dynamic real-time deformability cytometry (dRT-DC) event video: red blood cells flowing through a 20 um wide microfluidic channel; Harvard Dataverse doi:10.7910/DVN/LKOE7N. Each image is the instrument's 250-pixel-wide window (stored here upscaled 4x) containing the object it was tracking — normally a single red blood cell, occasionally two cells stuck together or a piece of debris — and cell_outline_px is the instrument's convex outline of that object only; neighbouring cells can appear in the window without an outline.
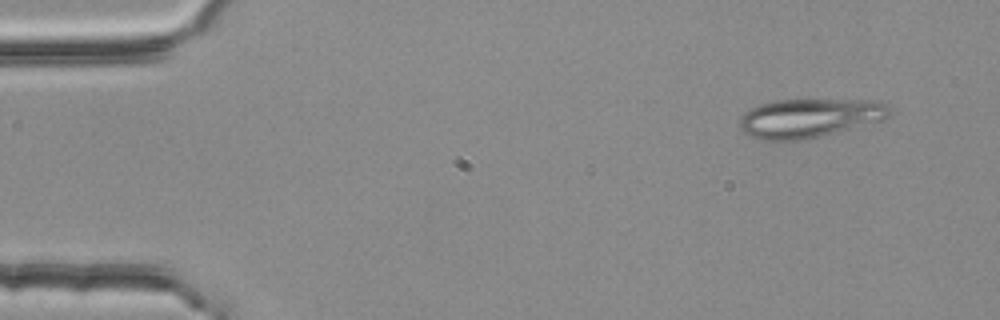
{"species": "common noctule bat (a hibernating species)", "species_latin": "Nyctalus noctula", "temperature_condition": "room temperature", "stored_images_in_passage": 4, "camera_frame_rate_fps": 3000, "um_per_image_px": 0.085, "animal": {"sex": "female", "body_mass_g": 25.1}, "frame": {"image": 1, "passage_image": 1, "time_ms": 0.0, "image_size_px": [1000, 320], "cell_outline_px": [[888, 116], [884, 120], [804, 140], [760, 140], [744, 132], [740, 128], [740, 116], [752, 108], [760, 104], [772, 100], [872, 100], [888, 104]], "centroid_in_image_um": [68.79, 10.03], "position_along_channel_um": 16.2, "area_um2": 33.81}}